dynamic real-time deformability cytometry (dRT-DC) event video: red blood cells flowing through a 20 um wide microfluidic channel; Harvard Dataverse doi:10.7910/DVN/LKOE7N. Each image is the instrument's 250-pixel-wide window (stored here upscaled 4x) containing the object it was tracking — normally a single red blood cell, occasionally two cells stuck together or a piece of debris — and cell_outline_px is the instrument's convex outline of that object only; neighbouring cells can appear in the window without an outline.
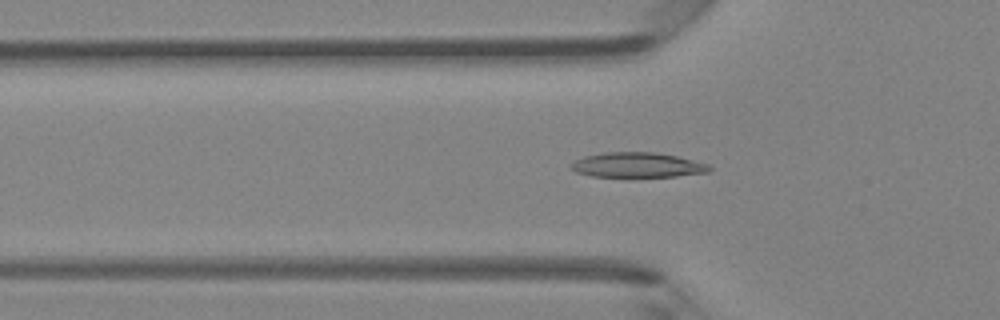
{"species": "Egyptian fruit bat (a non-hibernating species)", "species_latin": "Rousettus aegyptiacus", "temperature_condition": "room temperature", "stored_images_in_passage": 36, "camera_frame_rate_fps": 3000, "um_per_image_px": 0.085, "animal": {"sex": "female"}, "frame": {"image": 1, "passage_image": 4, "time_ms": 1.0, "image_size_px": [1000, 320], "cell_outline_px": [[712, 168], [708, 172], [676, 176], [592, 176], [576, 172], [572, 168], [572, 164], [576, 160], [584, 156], [604, 152], [656, 152], [676, 156], [708, 164]], "centroid_in_image_um": [54.19, 14.01], "position_along_channel_um": 71.6, "area_um2": 19.77}}
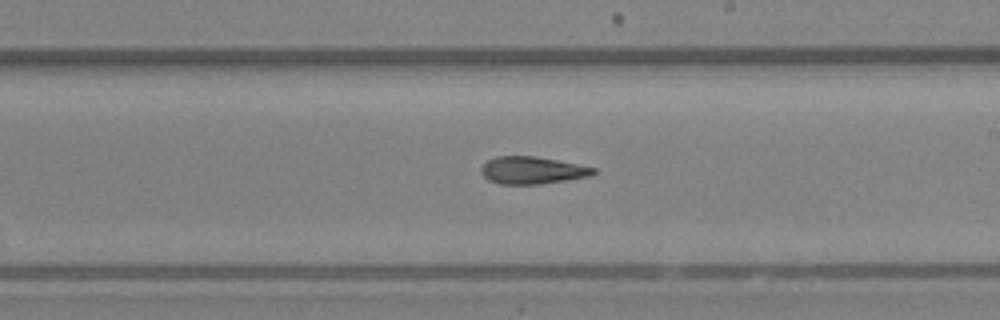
{"frame": {"image": 2, "passage_image": 16, "time_ms": 5.0, "image_size_px": [1000, 320], "cell_outline_px": [[596, 172], [592, 176], [568, 180], [540, 184], [500, 184], [488, 180], [480, 172], [480, 168], [488, 160], [496, 156], [536, 156], [596, 168]], "centroid_in_image_um": [45.23, 14.48], "position_along_channel_um": 243.8, "area_um2": 17.92}}
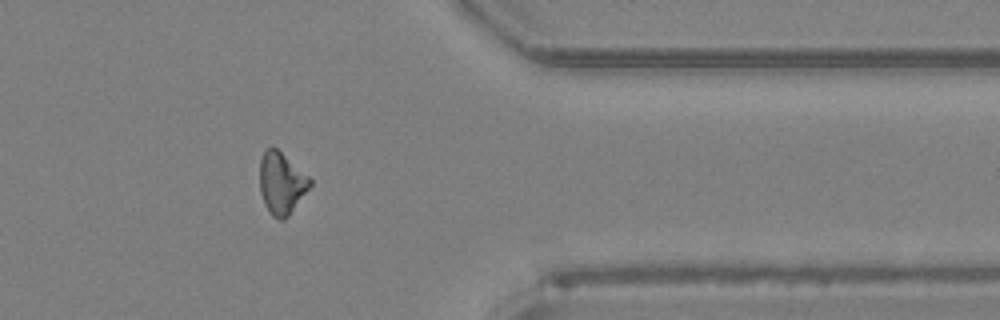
{"frame": {"image": 3, "passage_image": 27, "time_ms": 8.667, "image_size_px": [1000, 320], "cell_outline_px": [[312, 184], [288, 216], [284, 220], [280, 220], [272, 216], [268, 212], [264, 204], [260, 192], [260, 160], [264, 152], [268, 148], [276, 148], [308, 176], [312, 180]], "centroid_in_image_um": [23.91, 15.61], "position_along_channel_um": 387.5, "area_um2": 17.86}}